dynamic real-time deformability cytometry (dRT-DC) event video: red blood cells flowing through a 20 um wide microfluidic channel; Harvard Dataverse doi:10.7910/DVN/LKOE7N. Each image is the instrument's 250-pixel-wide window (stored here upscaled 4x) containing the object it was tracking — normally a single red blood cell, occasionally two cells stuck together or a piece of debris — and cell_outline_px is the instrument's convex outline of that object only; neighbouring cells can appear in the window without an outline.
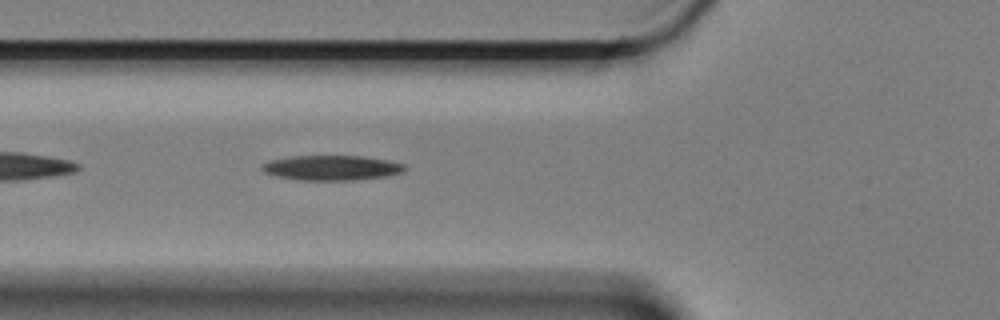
{"species": "Egyptian fruit bat (a non-hibernating species)", "species_latin": "Rousettus aegyptiacus", "temperature_condition": "cold", "stored_images_in_passage": 36, "camera_frame_rate_fps": 3000, "um_per_image_px": 0.085, "animal": {"sex": "female"}, "frame": {"image": 1, "passage_image": 3, "time_ms": 0.667, "image_size_px": [1000, 320], "cell_outline_px": [[408, 168], [404, 172], [384, 176], [356, 180], [296, 180], [272, 176], [264, 172], [260, 168], [260, 164], [268, 160], [292, 156], [364, 156], [388, 160], [404, 164]], "centroid_in_image_um": [28.13, 14.26], "position_along_channel_um": 97.7, "area_um2": 21.1}}
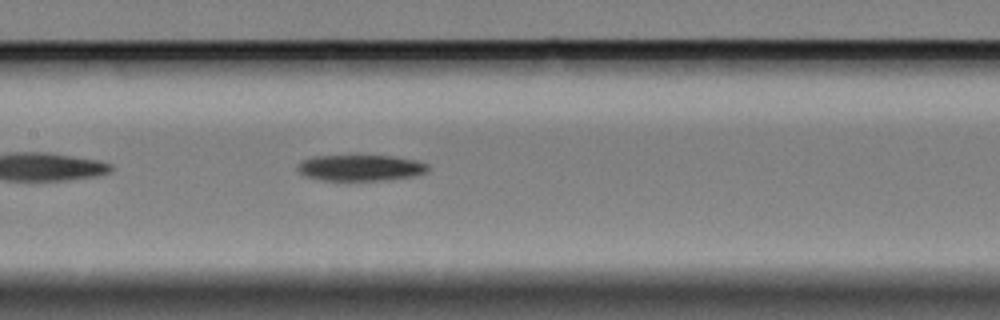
{"frame": {"image": 2, "passage_image": 10, "time_ms": 3.0, "image_size_px": [1000, 320], "cell_outline_px": [[428, 172], [412, 176], [388, 180], [320, 180], [304, 176], [296, 168], [304, 160], [312, 156], [392, 156], [416, 160], [428, 164]], "centroid_in_image_um": [30.66, 14.27], "position_along_channel_um": 176.7, "area_um2": 19.71}}
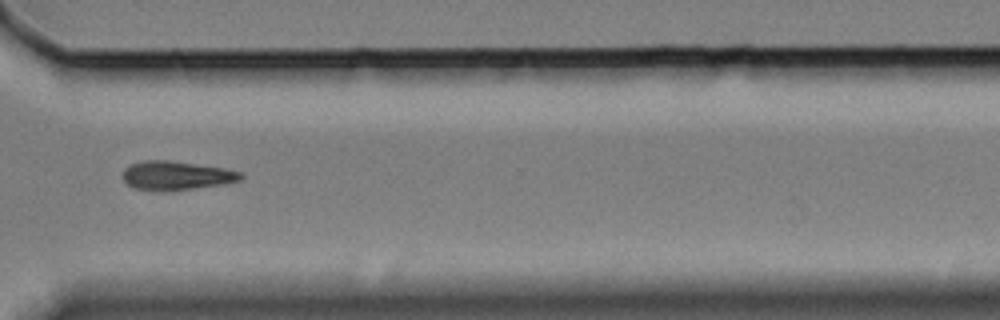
{"frame": {"image": 3, "passage_image": 26, "time_ms": 8.333, "image_size_px": [1000, 320], "cell_outline_px": [[244, 176], [240, 180], [224, 184], [172, 192], [160, 192], [136, 188], [128, 184], [124, 180], [124, 168], [132, 164], [144, 160], [168, 160], [224, 168], [240, 172]], "centroid_in_image_um": [15.0, 14.94], "position_along_channel_um": 355.6, "area_um2": 20.0}}